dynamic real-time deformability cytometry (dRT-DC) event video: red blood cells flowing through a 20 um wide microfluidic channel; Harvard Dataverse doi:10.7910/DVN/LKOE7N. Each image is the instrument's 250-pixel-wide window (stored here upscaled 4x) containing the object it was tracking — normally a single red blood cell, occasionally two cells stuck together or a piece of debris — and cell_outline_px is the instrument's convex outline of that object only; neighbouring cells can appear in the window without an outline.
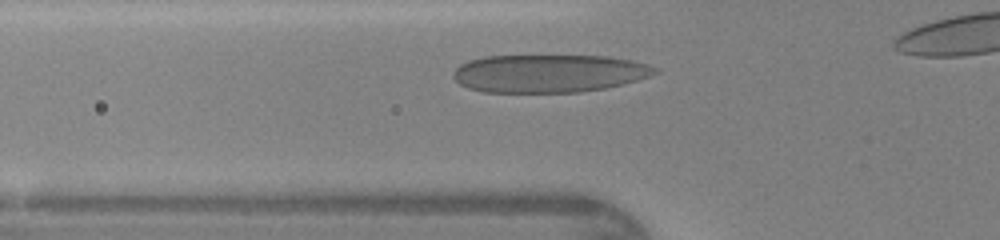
{"species": "human", "species_latin": "Homo sapiens", "temperature_condition": "warm", "stored_images_in_passage": 27, "camera_frame_rate_fps": 3000, "um_per_image_px": 0.085, "donor": {"sex": "female"}, "frame": {"image": 1, "passage_image": 5, "time_ms": 1.333, "image_size_px": [1000, 240], "cell_outline_px": [[660, 72], [636, 80], [604, 88], [580, 92], [484, 92], [468, 88], [460, 84], [452, 76], [452, 72], [460, 64], [468, 60], [484, 56], [608, 56], [632, 60], [648, 64], [660, 68]], "centroid_in_image_um": [46.65, 6.23], "position_along_channel_um": 79.2, "area_um2": 44.68}}
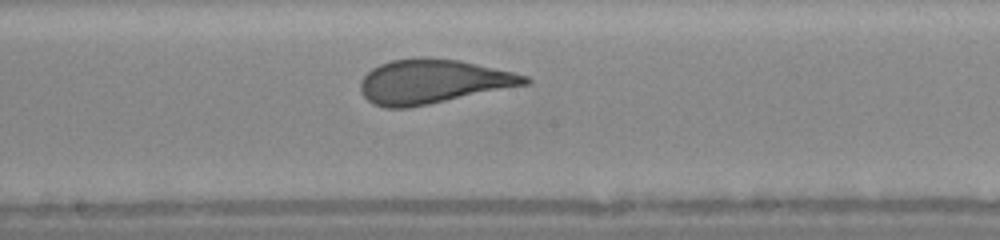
{"frame": {"image": 2, "passage_image": 14, "time_ms": 4.333, "image_size_px": [1000, 240], "cell_outline_px": [[532, 80], [528, 84], [408, 108], [384, 108], [372, 104], [360, 92], [360, 80], [372, 68], [380, 64], [392, 60], [424, 56], [460, 60], [512, 72], [528, 76]], "centroid_in_image_um": [36.75, 6.92], "position_along_channel_um": 211.5, "area_um2": 42.31}}
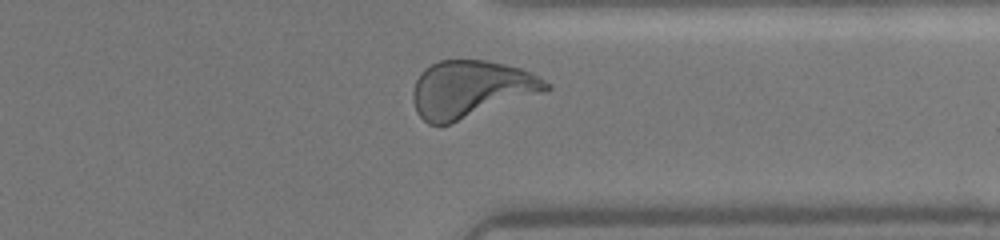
{"frame": {"image": 3, "passage_image": 25, "time_ms": 8.0, "image_size_px": [1000, 240], "cell_outline_px": [[552, 88], [452, 124], [428, 124], [416, 112], [412, 100], [412, 92], [416, 80], [420, 72], [424, 68], [440, 60], [488, 60], [520, 68], [532, 72], [540, 76], [552, 84]], "centroid_in_image_um": [40.0, 7.57], "position_along_channel_um": 371.4, "area_um2": 44.39}, "authors_computed_cell_mechanics": {"area_um2": 42.8876, "velocity_mm_per_s": 4.3719, "shape_relaxation_time_tau1_ms": 3.9374, "shape_relaxation_time_tau2_ms": null, "deformation_change_tau1": 0.1953, "deformation_change_tau2": null}}